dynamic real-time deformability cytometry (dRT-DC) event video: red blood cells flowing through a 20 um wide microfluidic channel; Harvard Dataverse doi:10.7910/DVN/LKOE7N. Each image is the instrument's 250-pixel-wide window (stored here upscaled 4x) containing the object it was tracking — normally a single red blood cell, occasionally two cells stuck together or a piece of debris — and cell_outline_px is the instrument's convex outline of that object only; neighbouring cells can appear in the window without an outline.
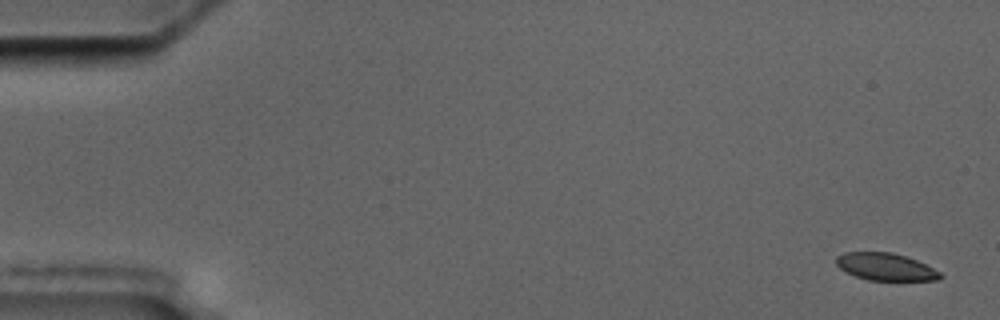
{"species": "common noctule bat (a hibernating species)", "species_latin": "Nyctalus noctula", "temperature_condition": "cold", "stored_images_in_passage": 6, "segment_of_instrument_passage": [1, 2], "camera_frame_rate_fps": 3000, "um_per_image_px": 0.085, "animal": {"sex": "male", "body_mass_g": 17.5, "forearm_length_mm": 52.3}, "frame": {"image": 1, "passage_image": 1, "time_ms": 0.0, "image_size_px": [1000, 320], "cell_outline_px": [[944, 276], [940, 280], [868, 280], [856, 276], [840, 268], [836, 264], [836, 256], [844, 252], [892, 252], [916, 260], [940, 272]], "centroid_in_image_um": [75.27, 22.67], "position_along_channel_um": 9.7, "area_um2": 16.42}}
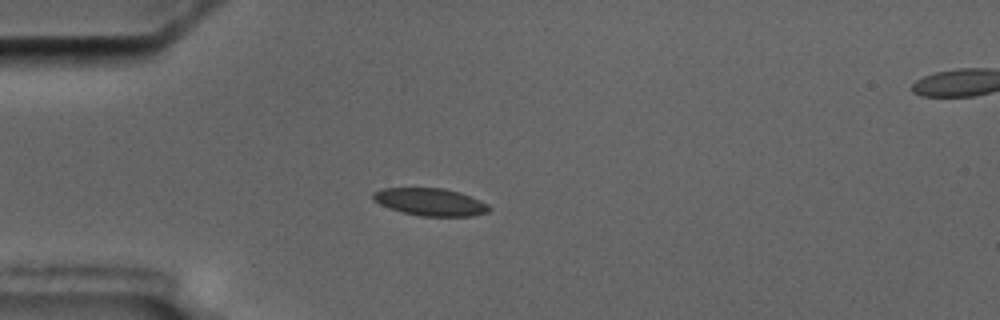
{"frame": {"image": 2, "passage_image": 5, "time_ms": 4.667, "image_size_px": [1000, 320], "cell_outline_px": [[492, 208], [488, 212], [472, 216], [420, 216], [404, 212], [380, 204], [372, 200], [372, 192], [384, 188], [444, 188], [460, 192], [480, 200], [488, 204]], "centroid_in_image_um": [36.6, 17.16], "position_along_channel_um": 48.4, "area_um2": 18.55}}